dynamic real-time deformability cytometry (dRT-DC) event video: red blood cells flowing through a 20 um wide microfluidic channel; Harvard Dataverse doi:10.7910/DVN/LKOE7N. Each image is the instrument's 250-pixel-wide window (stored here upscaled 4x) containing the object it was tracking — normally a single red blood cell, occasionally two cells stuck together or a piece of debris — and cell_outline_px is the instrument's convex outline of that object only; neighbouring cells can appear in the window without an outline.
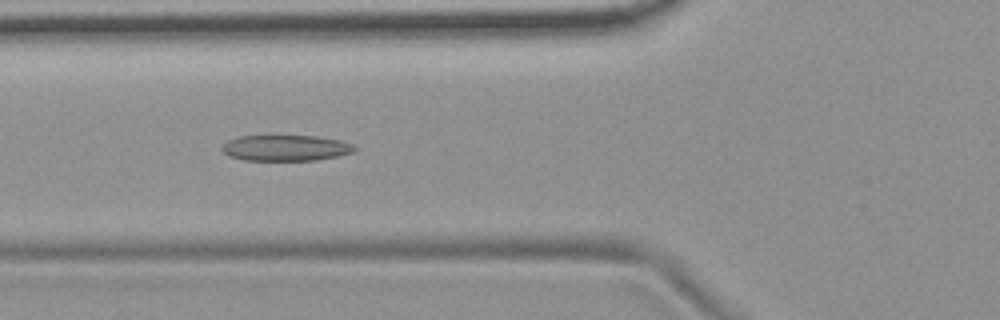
{"species": "common noctule bat (a hibernating species)", "species_latin": "Nyctalus noctula", "temperature_condition": "room temperature", "stored_images_in_passage": 55, "camera_frame_rate_fps": 3000, "um_per_image_px": 0.085, "animal": {"sex": "female", "body_mass_g": 19.9}, "frame": {"image": 1, "passage_image": 20, "time_ms": 6.333, "image_size_px": [1000, 320], "cell_outline_px": [[360, 148], [356, 152], [316, 160], [244, 160], [228, 156], [220, 148], [228, 140], [240, 136], [316, 136], [340, 140], [352, 144]], "centroid_in_image_um": [24.32, 12.58], "position_along_channel_um": 101.5, "area_um2": 20.06}}
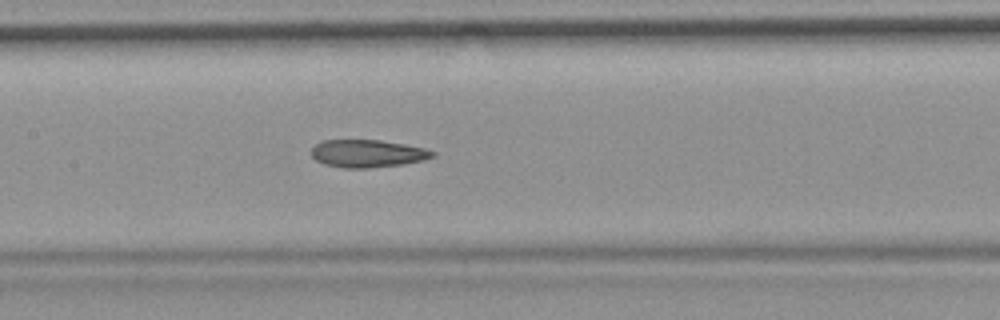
{"frame": {"image": 2, "passage_image": 26, "time_ms": 8.333, "image_size_px": [1000, 320], "cell_outline_px": [[436, 156], [424, 160], [404, 164], [368, 168], [344, 168], [324, 164], [316, 160], [312, 156], [312, 148], [316, 144], [324, 140], [380, 140], [404, 144], [424, 148], [436, 152]], "centroid_in_image_um": [31.27, 13.05], "position_along_channel_um": 176.1, "area_um2": 19.54}}
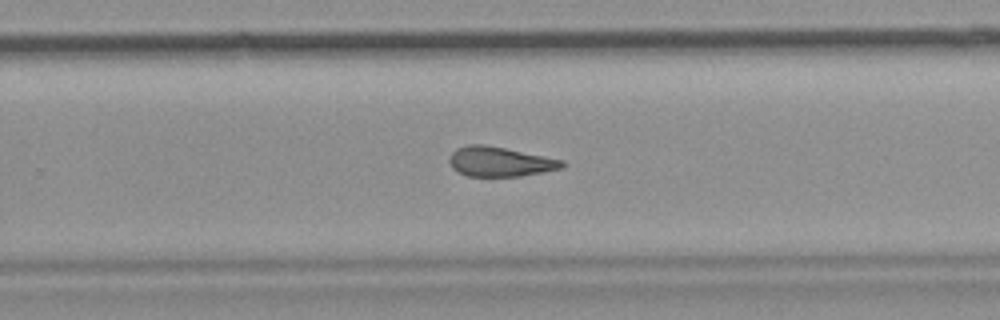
{"frame": {"image": 3, "passage_image": 35, "time_ms": 11.333, "image_size_px": [1000, 320], "cell_outline_px": [[568, 164], [564, 168], [544, 172], [520, 176], [468, 176], [456, 172], [452, 168], [448, 160], [452, 152], [456, 148], [468, 144], [484, 144], [564, 160]], "centroid_in_image_um": [42.5, 13.74], "position_along_channel_um": 287.3, "area_um2": 19.71}, "authors_computed_cell_mechanics": {"area_um2": 20.5768, "velocity_mm_per_s": 3.7231, "shape_relaxation_time_tau1_ms": null, "shape_relaxation_time_tau2_ms": 3.1423, "deformation_change_tau1": null, "deformation_change_tau2": 0.1238}}